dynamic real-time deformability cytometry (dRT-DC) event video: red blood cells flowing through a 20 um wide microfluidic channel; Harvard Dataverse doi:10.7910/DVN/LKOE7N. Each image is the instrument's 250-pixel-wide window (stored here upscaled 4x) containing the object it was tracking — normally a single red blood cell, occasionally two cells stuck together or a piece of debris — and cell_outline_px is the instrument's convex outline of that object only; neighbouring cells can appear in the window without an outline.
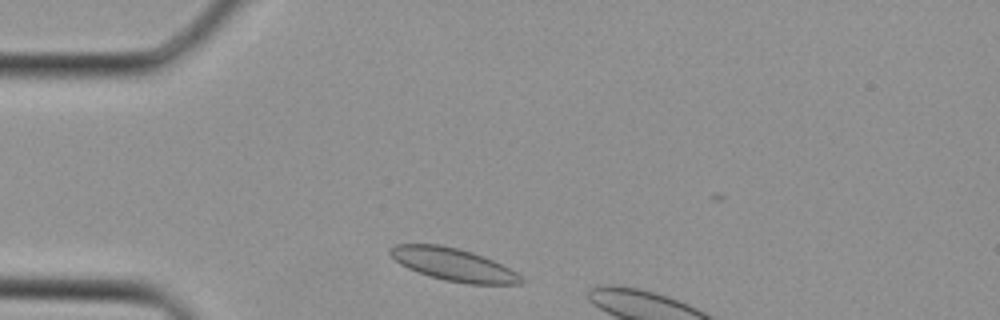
{"species": "Egyptian fruit bat (a non-hibernating species)", "species_latin": "Rousettus aegyptiacus", "temperature_condition": "cold", "stored_images_in_passage": 6, "camera_frame_rate_fps": 3000, "um_per_image_px": 0.085, "animal": {"sex": "female"}, "frame": {"image": 1, "passage_image": 2, "time_ms": 0.333, "image_size_px": [1000, 320], "cell_outline_px": [[524, 280], [520, 284], [468, 284], [444, 280], [428, 276], [408, 268], [400, 264], [388, 252], [388, 248], [396, 244], [440, 244], [460, 248], [484, 256], [516, 272]], "centroid_in_image_um": [38.51, 22.48], "position_along_channel_um": 46.5, "area_um2": 24.91}}
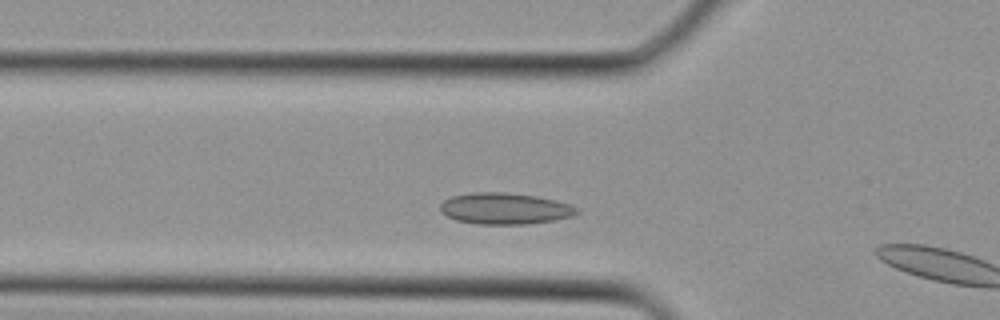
{"frame": {"image": 2, "passage_image": 5, "time_ms": 1.333, "image_size_px": [1000, 320], "cell_outline_px": [[580, 212], [572, 216], [552, 220], [524, 224], [476, 224], [456, 220], [440, 212], [440, 204], [444, 200], [452, 196], [472, 192], [504, 192], [536, 196], [568, 204], [580, 208]], "centroid_in_image_um": [42.88, 17.72], "position_along_channel_um": 82.9, "area_um2": 24.85}}